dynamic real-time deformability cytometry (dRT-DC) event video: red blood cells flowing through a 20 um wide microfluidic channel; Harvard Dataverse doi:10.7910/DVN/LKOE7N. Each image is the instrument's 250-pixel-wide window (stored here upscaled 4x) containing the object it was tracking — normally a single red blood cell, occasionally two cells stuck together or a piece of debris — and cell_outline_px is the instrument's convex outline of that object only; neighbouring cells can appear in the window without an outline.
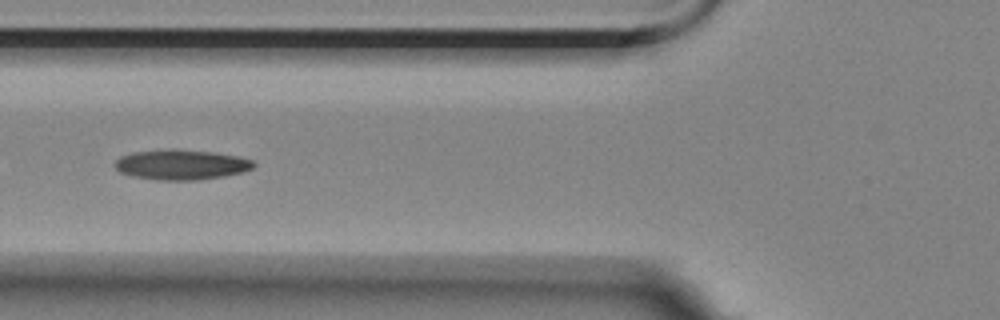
{"species": "Egyptian fruit bat (a non-hibernating species)", "species_latin": "Rousettus aegyptiacus", "temperature_condition": "room temperature", "stored_images_in_passage": 14, "camera_frame_rate_fps": 3000, "um_per_image_px": 0.085, "animal": {"sex": "female"}, "frame": {"image": 1, "passage_image": 4, "time_ms": 4.667, "image_size_px": [1000, 320], "cell_outline_px": [[256, 164], [252, 168], [244, 172], [224, 176], [196, 180], [156, 180], [132, 176], [120, 172], [112, 164], [120, 156], [132, 152], [172, 148], [176, 148], [212, 152], [236, 156], [252, 160]], "centroid_in_image_um": [15.37, 13.99], "position_along_channel_um": 110.4, "area_um2": 24.57}}
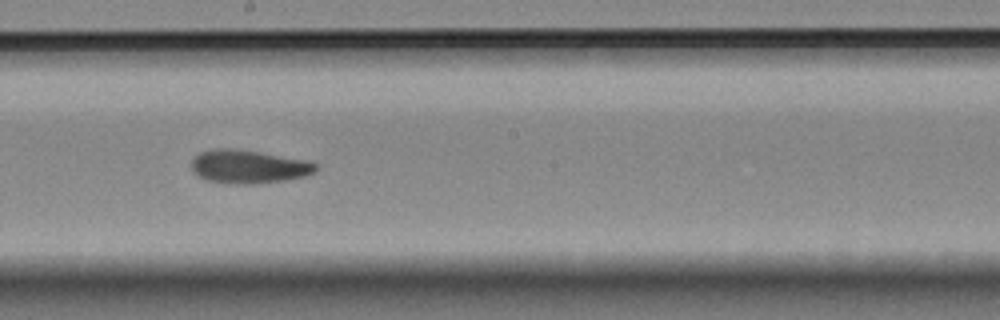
{"frame": {"image": 2, "passage_image": 7, "time_ms": 8.0, "image_size_px": [1000, 320], "cell_outline_px": [[316, 172], [304, 176], [284, 180], [248, 184], [240, 184], [208, 180], [192, 172], [192, 160], [200, 152], [212, 148], [232, 148], [304, 160], [316, 164]], "centroid_in_image_um": [21.09, 14.16], "position_along_channel_um": 227.1, "area_um2": 23.64}}
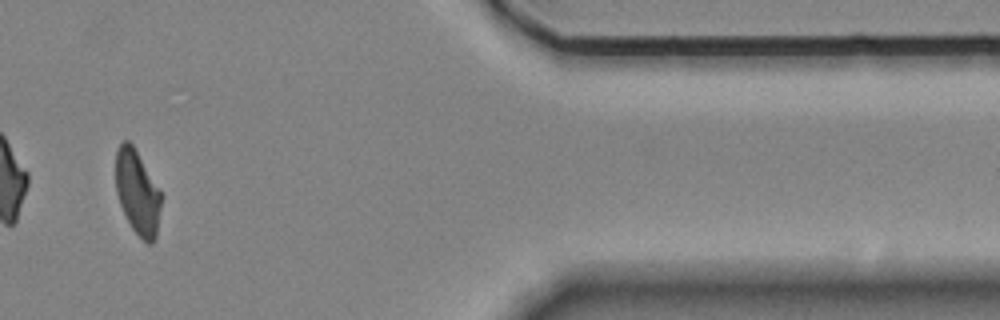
{"frame": {"image": 3, "passage_image": 12, "time_ms": 14.0, "image_size_px": [1000, 320], "cell_outline_px": [[164, 196], [156, 236], [152, 244], [148, 244], [132, 228], [120, 204], [116, 192], [116, 148], [124, 140], [128, 140], [132, 144], [160, 188]], "centroid_in_image_um": [11.72, 16.35], "position_along_channel_um": 399.7, "area_um2": 22.6}, "authors_computed_cell_mechanics": {"area_um2": 23.8425, "velocity_mm_per_s": 3.5074, "shape_relaxation_time_tau1_ms": 4.612, "shape_relaxation_time_tau2_ms": 3.5136, "deformation_change_tau1": 0.1294, "deformation_change_tau2": 0.1082}}